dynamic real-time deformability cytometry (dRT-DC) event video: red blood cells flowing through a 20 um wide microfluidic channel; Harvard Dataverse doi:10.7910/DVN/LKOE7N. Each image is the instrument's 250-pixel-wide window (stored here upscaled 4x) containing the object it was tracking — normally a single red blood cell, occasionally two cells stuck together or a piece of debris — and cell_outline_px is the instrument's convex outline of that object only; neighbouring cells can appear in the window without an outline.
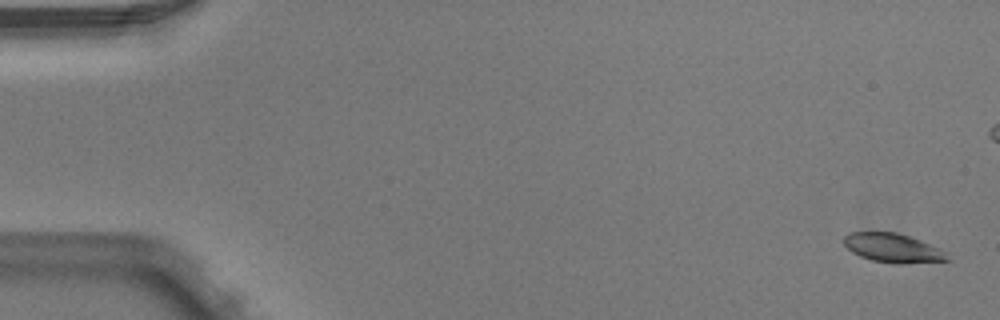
{"species": "Egyptian fruit bat (a non-hibernating species)", "species_latin": "Rousettus aegyptiacus", "temperature_condition": "warm", "stored_images_in_passage": 6, "camera_frame_rate_fps": 3000, "um_per_image_px": 0.085, "animal": {"sex": "male"}, "frame": {"image": 1, "passage_image": 1, "time_ms": 0.0, "image_size_px": [1000, 320], "cell_outline_px": [[948, 260], [904, 264], [896, 264], [872, 260], [860, 256], [852, 252], [844, 244], [844, 236], [852, 232], [896, 232], [908, 236], [948, 252]], "centroid_in_image_um": [75.88, 21.09], "position_along_channel_um": 9.1, "area_um2": 17.28}}